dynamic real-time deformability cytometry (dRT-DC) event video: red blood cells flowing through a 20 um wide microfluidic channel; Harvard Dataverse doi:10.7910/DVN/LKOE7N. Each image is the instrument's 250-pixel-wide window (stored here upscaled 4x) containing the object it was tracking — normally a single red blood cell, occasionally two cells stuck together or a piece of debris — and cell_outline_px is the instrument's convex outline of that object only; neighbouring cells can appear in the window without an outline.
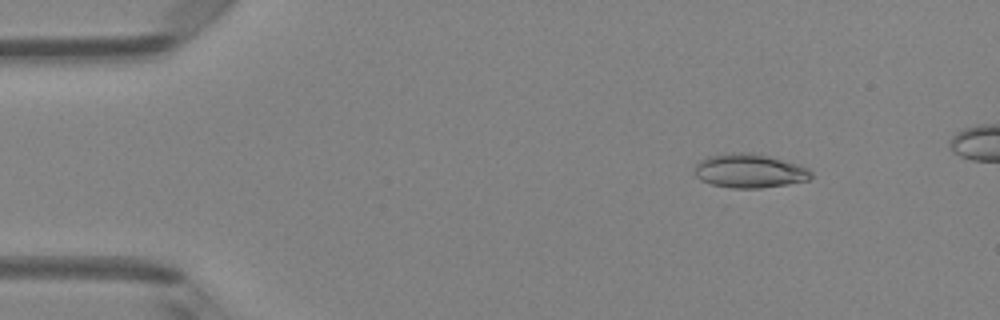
{"species": "Egyptian fruit bat (a non-hibernating species)", "species_latin": "Rousettus aegyptiacus", "temperature_condition": "room temperature", "stored_images_in_passage": 5, "camera_frame_rate_fps": 3000, "um_per_image_px": 0.085, "animal": {"sex": "female"}, "frame": {"image": 1, "passage_image": 2, "time_ms": 0.333, "image_size_px": [1000, 320], "cell_outline_px": [[812, 176], [808, 180], [788, 184], [760, 188], [732, 188], [712, 184], [700, 180], [696, 176], [696, 164], [700, 160], [708, 156], [724, 152], [752, 152], [768, 156], [796, 164], [808, 168], [812, 172]], "centroid_in_image_um": [63.69, 14.51], "position_along_channel_um": 21.3, "area_um2": 23.06}}